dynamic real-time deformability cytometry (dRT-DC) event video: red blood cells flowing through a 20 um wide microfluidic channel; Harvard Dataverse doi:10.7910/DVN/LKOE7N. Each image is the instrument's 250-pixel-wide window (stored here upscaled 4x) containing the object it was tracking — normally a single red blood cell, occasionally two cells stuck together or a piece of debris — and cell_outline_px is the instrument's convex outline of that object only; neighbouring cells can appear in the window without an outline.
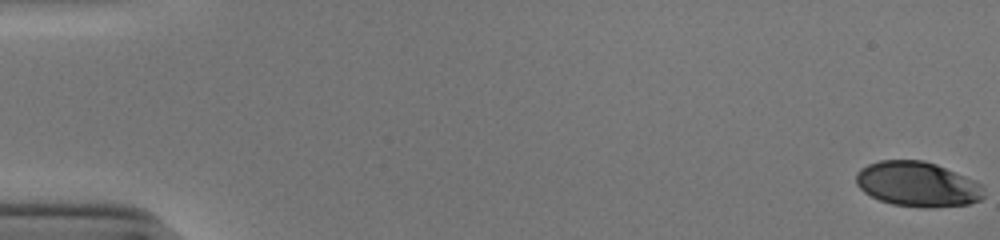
{"species": "human", "species_latin": "Homo sapiens", "temperature_condition": "cold", "stored_images_in_passage": 55, "camera_frame_rate_fps": 3000, "um_per_image_px": 0.085, "donor": {"sex": "male"}, "frame": {"image": 1, "passage_image": 1, "time_ms": 0.0, "image_size_px": [1000, 240], "cell_outline_px": [[984, 196], [980, 200], [968, 204], [928, 208], [924, 208], [892, 204], [880, 200], [864, 192], [856, 184], [856, 172], [860, 168], [868, 164], [880, 160], [924, 160], [936, 164], [976, 180], [980, 184]], "centroid_in_image_um": [77.97, 15.65], "position_along_channel_um": 7.0, "area_um2": 33.52}}
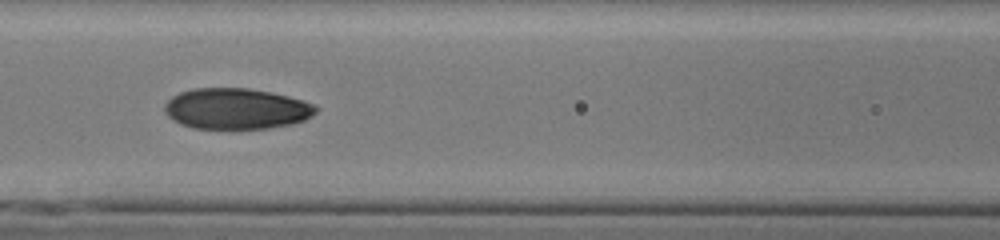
{"frame": {"image": 2, "passage_image": 25, "time_ms": 8.0, "image_size_px": [1000, 240], "cell_outline_px": [[320, 108], [312, 116], [304, 120], [292, 124], [268, 128], [192, 128], [180, 124], [172, 120], [164, 112], [164, 104], [172, 96], [180, 92], [192, 88], [248, 88], [288, 96], [316, 104]], "centroid_in_image_um": [20.08, 9.24], "position_along_channel_um": 146.5, "area_um2": 36.18}}
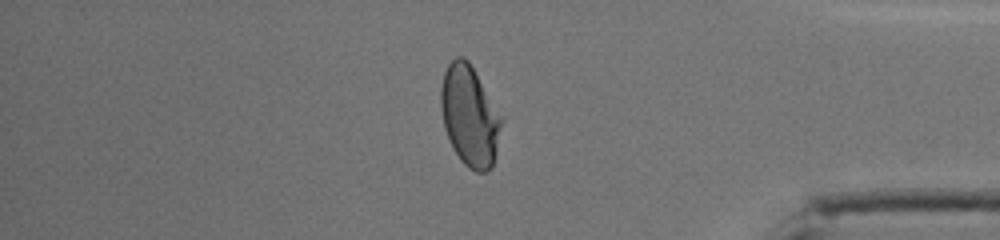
{"frame": {"image": 3, "passage_image": 46, "time_ms": 15.0, "image_size_px": [1000, 240], "cell_outline_px": [[504, 120], [496, 156], [492, 168], [488, 172], [476, 172], [468, 168], [460, 160], [444, 128], [440, 108], [440, 88], [444, 72], [448, 64], [456, 56], [464, 56], [468, 60], [504, 116]], "centroid_in_image_um": [39.96, 9.85], "position_along_channel_um": 395.2, "area_um2": 36.3}, "authors_computed_cell_mechanics": {"area_um2": 35.7782, "velocity_mm_per_s": 3.9165, "shape_relaxation_time_tau1_ms": 5.0109, "shape_relaxation_time_tau2_ms": 0.9109, "deformation_change_tau1": 0.1947, "deformation_change_tau2": 0.0472}}